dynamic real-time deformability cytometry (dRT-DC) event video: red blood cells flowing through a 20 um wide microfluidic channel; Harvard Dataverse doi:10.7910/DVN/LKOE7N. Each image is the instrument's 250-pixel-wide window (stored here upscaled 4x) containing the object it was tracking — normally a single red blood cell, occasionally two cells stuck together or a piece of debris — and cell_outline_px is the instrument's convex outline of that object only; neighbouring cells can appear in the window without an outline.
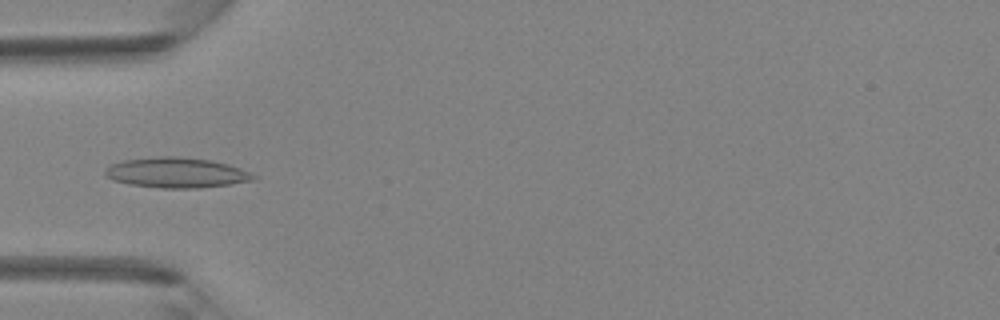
{"species": "Egyptian fruit bat (a non-hibernating species)", "species_latin": "Rousettus aegyptiacus", "temperature_condition": "room temperature", "stored_images_in_passage": 40, "camera_frame_rate_fps": 3000, "um_per_image_px": 0.085, "animal": {"sex": "female"}, "frame": {"image": 1, "passage_image": 11, "time_ms": 3.333, "image_size_px": [1000, 320], "cell_outline_px": [[260, 176], [256, 180], [200, 188], [160, 188], [132, 184], [112, 180], [104, 176], [104, 172], [112, 164], [124, 160], [156, 156], [180, 156], [212, 160], [228, 164], [240, 168]], "centroid_in_image_um": [15.04, 14.67], "position_along_channel_um": 70.0, "area_um2": 26.3}}
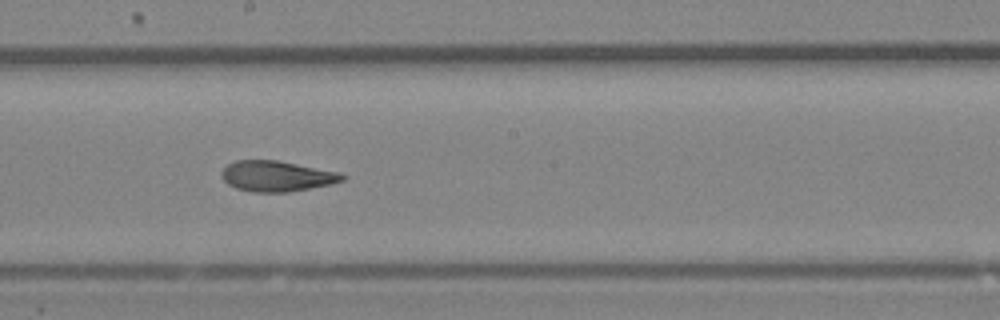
{"frame": {"image": 2, "passage_image": 21, "time_ms": 6.667, "image_size_px": [1000, 320], "cell_outline_px": [[348, 176], [344, 180], [332, 184], [288, 192], [252, 192], [236, 188], [228, 184], [220, 176], [220, 172], [228, 164], [236, 160], [276, 160], [340, 172]], "centroid_in_image_um": [23.53, 14.97], "position_along_channel_um": 224.7, "area_um2": 21.62}}
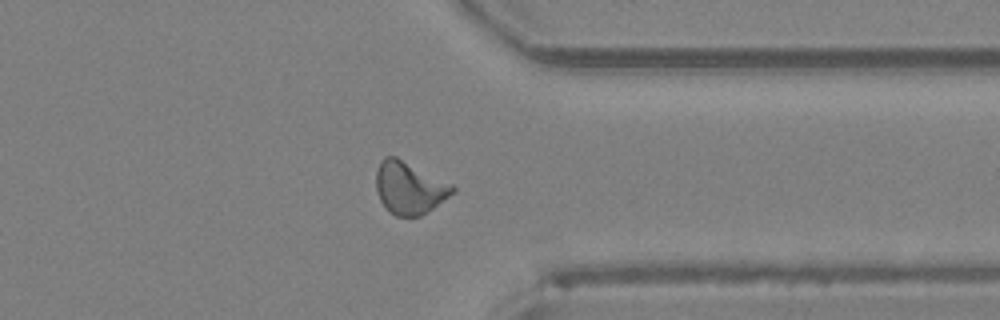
{"frame": {"image": 3, "passage_image": 31, "time_ms": 10.0, "image_size_px": [1000, 320], "cell_outline_px": [[456, 192], [420, 216], [396, 216], [388, 212], [380, 200], [376, 188], [376, 172], [380, 160], [384, 156], [396, 156], [452, 184], [456, 188]], "centroid_in_image_um": [34.78, 15.96], "position_along_channel_um": 376.6, "area_um2": 23.35}}